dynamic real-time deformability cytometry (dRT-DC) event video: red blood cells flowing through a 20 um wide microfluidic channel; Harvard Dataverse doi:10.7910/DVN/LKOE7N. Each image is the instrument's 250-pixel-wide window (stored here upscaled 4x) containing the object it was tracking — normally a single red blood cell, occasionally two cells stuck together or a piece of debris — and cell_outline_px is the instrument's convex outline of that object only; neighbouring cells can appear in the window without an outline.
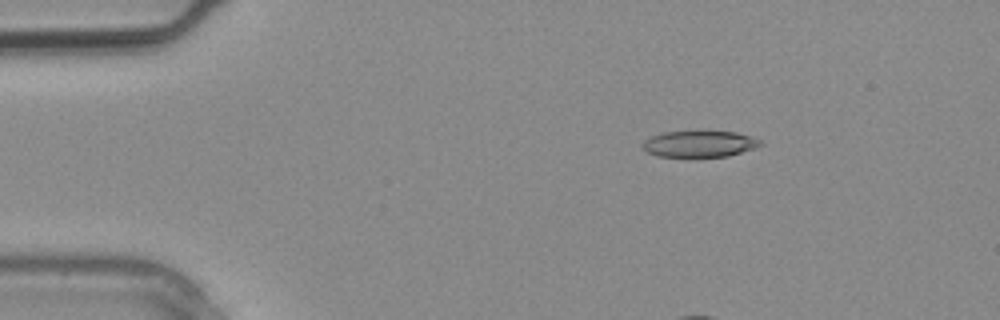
{"species": "common noctule bat (a hibernating species)", "species_latin": "Nyctalus noctula", "temperature_condition": "warm", "stored_images_in_passage": 3, "camera_frame_rate_fps": 3000, "um_per_image_px": 0.085, "animal": {"sex": "male", "body_mass_g": 20.4}, "frame": {"image": 1, "passage_image": 1, "time_ms": 0.0, "image_size_px": [1000, 320], "cell_outline_px": [[764, 144], [728, 156], [656, 156], [640, 148], [640, 144], [644, 140], [652, 136], [664, 132], [736, 132], [760, 140]], "centroid_in_image_um": [59.38, 12.23], "position_along_channel_um": 25.6, "area_um2": 17.69}}
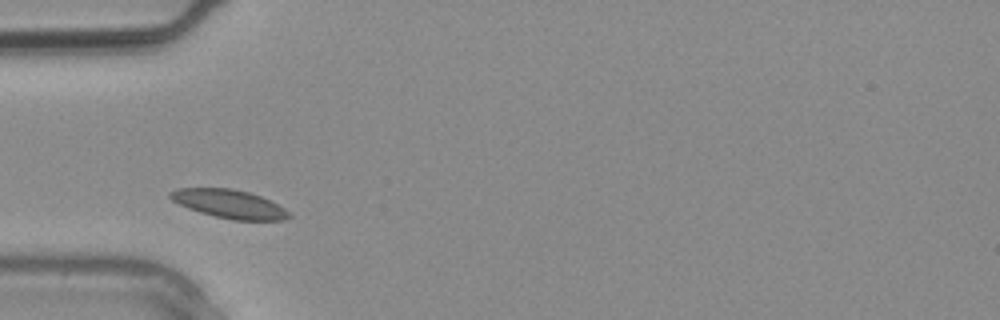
{"frame": {"image": 2, "passage_image": 3, "time_ms": 0.667, "image_size_px": [1000, 320], "cell_outline_px": [[292, 216], [284, 220], [232, 220], [200, 212], [188, 208], [172, 200], [168, 196], [168, 192], [176, 188], [232, 188], [248, 192], [260, 196], [284, 208]], "centroid_in_image_um": [19.46, 17.33], "position_along_channel_um": 65.5, "area_um2": 19.59}}